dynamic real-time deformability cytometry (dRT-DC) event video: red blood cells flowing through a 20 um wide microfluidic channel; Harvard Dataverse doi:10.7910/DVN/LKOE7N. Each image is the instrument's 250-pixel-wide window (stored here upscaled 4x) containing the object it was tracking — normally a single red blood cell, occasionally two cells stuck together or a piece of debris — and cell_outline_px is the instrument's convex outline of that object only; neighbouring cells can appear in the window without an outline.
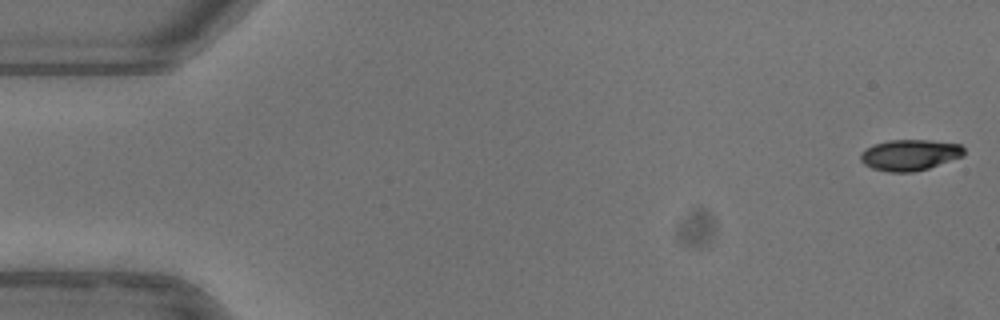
{"species": "common noctule bat (a hibernating species)", "species_latin": "Nyctalus noctula", "temperature_condition": "warm", "stored_images_in_passage": 52, "camera_frame_rate_fps": 3000, "um_per_image_px": 0.085, "animal": {"sex": "female"}, "frame": {"image": 1, "passage_image": 1, "time_ms": 0.0, "image_size_px": [1000, 320], "cell_outline_px": [[964, 156], [928, 168], [912, 172], [888, 172], [872, 168], [864, 164], [860, 160], [860, 152], [876, 144], [888, 140], [928, 140], [960, 144], [964, 148]], "centroid_in_image_um": [77.33, 13.17], "position_along_channel_um": 7.7, "area_um2": 18.61}}
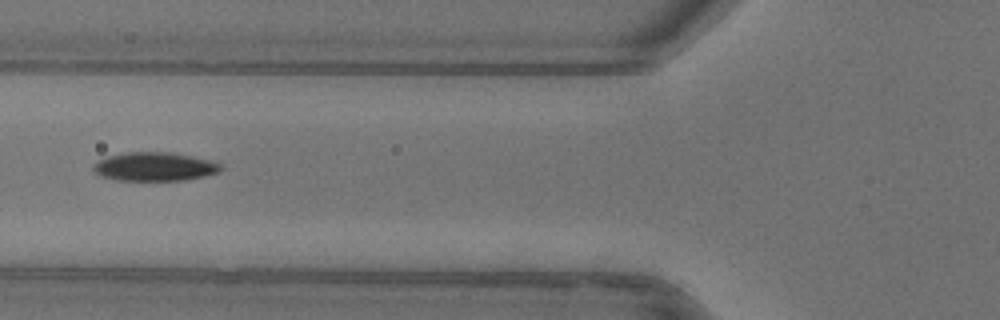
{"frame": {"image": 2, "passage_image": 20, "time_ms": 6.333, "image_size_px": [1000, 320], "cell_outline_px": [[224, 168], [220, 172], [204, 176], [184, 180], [116, 180], [92, 172], [92, 164], [96, 160], [108, 156], [124, 152], [172, 152], [212, 160], [220, 164]], "centroid_in_image_um": [13.13, 14.15], "position_along_channel_um": 112.7, "area_um2": 21.56}}
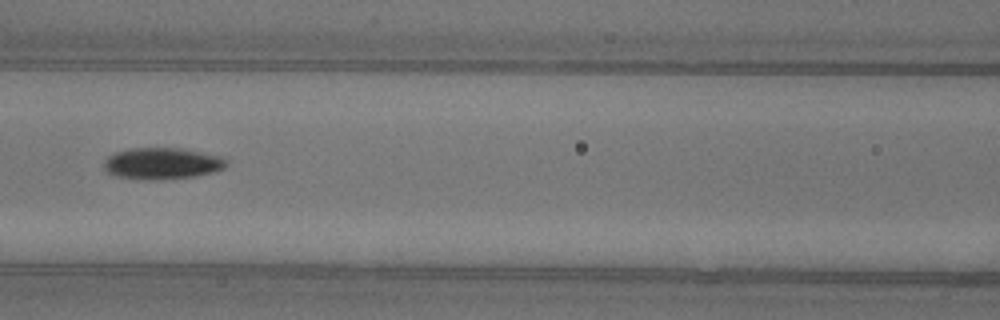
{"frame": {"image": 3, "passage_image": 23, "time_ms": 7.333, "image_size_px": [1000, 320], "cell_outline_px": [[228, 164], [224, 168], [192, 176], [152, 180], [116, 176], [108, 172], [104, 168], [104, 160], [108, 156], [116, 152], [128, 148], [184, 148], [220, 156], [228, 160]], "centroid_in_image_um": [13.76, 13.87], "position_along_channel_um": 152.8, "area_um2": 22.25}, "authors_computed_cell_mechanics": {"area_um2": 20.5479, "velocity_mm_per_s": 3.9844, "shape_relaxation_time_tau1_ms": 4.0826, "shape_relaxation_time_tau2_ms": 6.517, "deformation_change_tau1": 0.1461, "deformation_change_tau2": 0.1083}}